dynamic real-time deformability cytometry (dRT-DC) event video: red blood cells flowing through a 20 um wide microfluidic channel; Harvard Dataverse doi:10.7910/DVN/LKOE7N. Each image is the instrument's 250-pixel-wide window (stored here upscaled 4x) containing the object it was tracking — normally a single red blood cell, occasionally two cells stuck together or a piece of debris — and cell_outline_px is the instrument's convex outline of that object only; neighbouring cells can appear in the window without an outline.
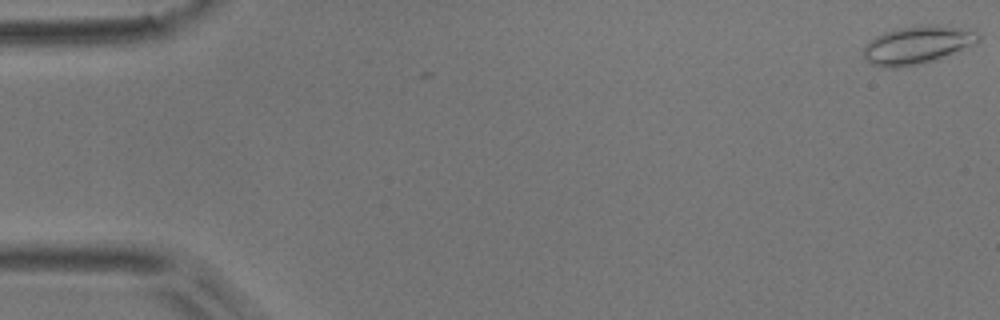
{"species": "common noctule bat (a hibernating species)", "species_latin": "Nyctalus noctula", "temperature_condition": "room temperature", "stored_images_in_passage": 2, "camera_frame_rate_fps": 3000, "um_per_image_px": 0.085, "animal": {"sex": "male", "body_mass_g": 17.9}, "frame": {"image": 1, "passage_image": 1, "time_ms": 0.0, "image_size_px": [1000, 320], "cell_outline_px": [[980, 40], [976, 44], [936, 60], [920, 64], [896, 68], [884, 68], [868, 64], [864, 56], [864, 44], [868, 40], [884, 32], [896, 28], [916, 24], [936, 24], [976, 28], [980, 36]], "centroid_in_image_um": [78.01, 3.79], "position_along_channel_um": 7.0, "area_um2": 26.47}}